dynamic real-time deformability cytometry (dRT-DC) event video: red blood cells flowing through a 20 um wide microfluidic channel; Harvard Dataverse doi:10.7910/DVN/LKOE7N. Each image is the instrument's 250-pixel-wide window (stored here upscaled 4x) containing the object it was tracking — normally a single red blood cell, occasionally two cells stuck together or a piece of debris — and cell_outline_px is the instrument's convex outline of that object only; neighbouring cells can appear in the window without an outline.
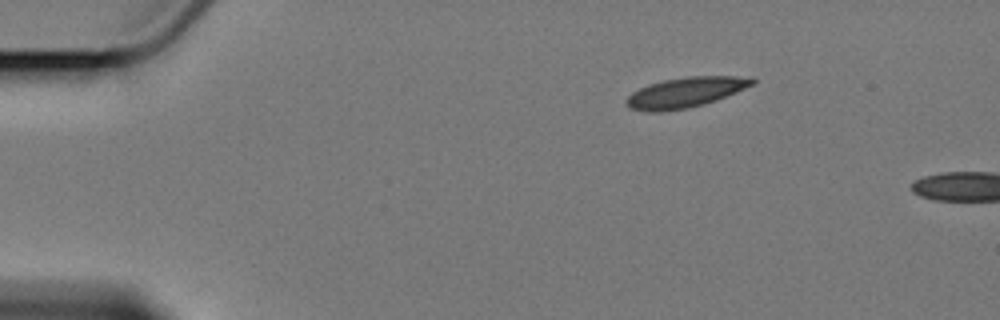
{"species": "Egyptian fruit bat (a non-hibernating species)", "species_latin": "Rousettus aegyptiacus", "temperature_condition": "cold", "stored_images_in_passage": 2, "camera_frame_rate_fps": 3000, "um_per_image_px": 0.085, "animal": {"sex": "female"}, "frame": {"image": 1, "passage_image": 1, "time_ms": 0.0, "image_size_px": [1000, 320], "cell_outline_px": [[756, 84], [716, 100], [704, 104], [688, 108], [660, 112], [652, 112], [628, 108], [624, 104], [624, 100], [632, 92], [648, 84], [664, 80], [688, 76], [752, 76], [756, 80]], "centroid_in_image_um": [58.27, 7.85], "position_along_channel_um": 26.7, "area_um2": 22.43}}